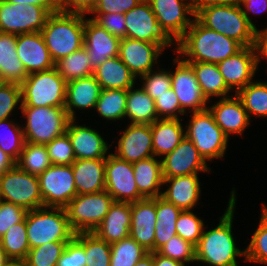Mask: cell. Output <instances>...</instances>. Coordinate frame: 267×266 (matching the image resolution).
<instances>
[{
  "mask_svg": "<svg viewBox=\"0 0 267 266\" xmlns=\"http://www.w3.org/2000/svg\"><path fill=\"white\" fill-rule=\"evenodd\" d=\"M235 189L230 193L228 207L221 216L219 224L212 229L202 232L195 246V261L209 266H238L237 257L246 256V250H240L236 245L232 232L235 212Z\"/></svg>",
  "mask_w": 267,
  "mask_h": 266,
  "instance_id": "1",
  "label": "cell"
},
{
  "mask_svg": "<svg viewBox=\"0 0 267 266\" xmlns=\"http://www.w3.org/2000/svg\"><path fill=\"white\" fill-rule=\"evenodd\" d=\"M174 71H170L172 89L180 103L181 109L186 113L199 112L208 109V101L203 96L192 66L183 58L173 59Z\"/></svg>",
  "mask_w": 267,
  "mask_h": 266,
  "instance_id": "15",
  "label": "cell"
},
{
  "mask_svg": "<svg viewBox=\"0 0 267 266\" xmlns=\"http://www.w3.org/2000/svg\"><path fill=\"white\" fill-rule=\"evenodd\" d=\"M157 252L183 264L195 262V246L179 235L171 237Z\"/></svg>",
  "mask_w": 267,
  "mask_h": 266,
  "instance_id": "48",
  "label": "cell"
},
{
  "mask_svg": "<svg viewBox=\"0 0 267 266\" xmlns=\"http://www.w3.org/2000/svg\"><path fill=\"white\" fill-rule=\"evenodd\" d=\"M212 113L215 123L221 128L229 138L230 134L242 135L250 124V119L241 99L233 94L232 97L220 98L212 106H208Z\"/></svg>",
  "mask_w": 267,
  "mask_h": 266,
  "instance_id": "24",
  "label": "cell"
},
{
  "mask_svg": "<svg viewBox=\"0 0 267 266\" xmlns=\"http://www.w3.org/2000/svg\"><path fill=\"white\" fill-rule=\"evenodd\" d=\"M16 165L21 170L38 177L52 163L45 145L25 142Z\"/></svg>",
  "mask_w": 267,
  "mask_h": 266,
  "instance_id": "42",
  "label": "cell"
},
{
  "mask_svg": "<svg viewBox=\"0 0 267 266\" xmlns=\"http://www.w3.org/2000/svg\"><path fill=\"white\" fill-rule=\"evenodd\" d=\"M54 68L66 82L90 77L94 73L91 59L84 46L56 61Z\"/></svg>",
  "mask_w": 267,
  "mask_h": 266,
  "instance_id": "37",
  "label": "cell"
},
{
  "mask_svg": "<svg viewBox=\"0 0 267 266\" xmlns=\"http://www.w3.org/2000/svg\"><path fill=\"white\" fill-rule=\"evenodd\" d=\"M45 146L52 165H71L76 160L71 140L66 132Z\"/></svg>",
  "mask_w": 267,
  "mask_h": 266,
  "instance_id": "50",
  "label": "cell"
},
{
  "mask_svg": "<svg viewBox=\"0 0 267 266\" xmlns=\"http://www.w3.org/2000/svg\"><path fill=\"white\" fill-rule=\"evenodd\" d=\"M242 0H199L197 3H213L226 5H241Z\"/></svg>",
  "mask_w": 267,
  "mask_h": 266,
  "instance_id": "63",
  "label": "cell"
},
{
  "mask_svg": "<svg viewBox=\"0 0 267 266\" xmlns=\"http://www.w3.org/2000/svg\"><path fill=\"white\" fill-rule=\"evenodd\" d=\"M69 120L66 128L76 159L107 158L110 145L95 129Z\"/></svg>",
  "mask_w": 267,
  "mask_h": 266,
  "instance_id": "22",
  "label": "cell"
},
{
  "mask_svg": "<svg viewBox=\"0 0 267 266\" xmlns=\"http://www.w3.org/2000/svg\"><path fill=\"white\" fill-rule=\"evenodd\" d=\"M49 15L42 6L0 0V32L14 35L41 32Z\"/></svg>",
  "mask_w": 267,
  "mask_h": 266,
  "instance_id": "12",
  "label": "cell"
},
{
  "mask_svg": "<svg viewBox=\"0 0 267 266\" xmlns=\"http://www.w3.org/2000/svg\"><path fill=\"white\" fill-rule=\"evenodd\" d=\"M240 6H243L246 9L244 10L242 7L243 14L246 16L248 22L257 30V27L250 19L249 14L252 12L254 15H258L267 11V0H242Z\"/></svg>",
  "mask_w": 267,
  "mask_h": 266,
  "instance_id": "58",
  "label": "cell"
},
{
  "mask_svg": "<svg viewBox=\"0 0 267 266\" xmlns=\"http://www.w3.org/2000/svg\"><path fill=\"white\" fill-rule=\"evenodd\" d=\"M101 90L100 84L93 75L67 82L64 108L69 119L76 120V109H94Z\"/></svg>",
  "mask_w": 267,
  "mask_h": 266,
  "instance_id": "27",
  "label": "cell"
},
{
  "mask_svg": "<svg viewBox=\"0 0 267 266\" xmlns=\"http://www.w3.org/2000/svg\"><path fill=\"white\" fill-rule=\"evenodd\" d=\"M156 198H144L131 203L129 236L149 253L154 252Z\"/></svg>",
  "mask_w": 267,
  "mask_h": 266,
  "instance_id": "21",
  "label": "cell"
},
{
  "mask_svg": "<svg viewBox=\"0 0 267 266\" xmlns=\"http://www.w3.org/2000/svg\"><path fill=\"white\" fill-rule=\"evenodd\" d=\"M185 62L218 64L244 46L234 39L203 26L195 17L184 36L174 45Z\"/></svg>",
  "mask_w": 267,
  "mask_h": 266,
  "instance_id": "2",
  "label": "cell"
},
{
  "mask_svg": "<svg viewBox=\"0 0 267 266\" xmlns=\"http://www.w3.org/2000/svg\"><path fill=\"white\" fill-rule=\"evenodd\" d=\"M155 108L158 119H182L180 115H186L172 87L155 100Z\"/></svg>",
  "mask_w": 267,
  "mask_h": 266,
  "instance_id": "52",
  "label": "cell"
},
{
  "mask_svg": "<svg viewBox=\"0 0 267 266\" xmlns=\"http://www.w3.org/2000/svg\"><path fill=\"white\" fill-rule=\"evenodd\" d=\"M106 158L76 159L72 165L77 195L105 190Z\"/></svg>",
  "mask_w": 267,
  "mask_h": 266,
  "instance_id": "29",
  "label": "cell"
},
{
  "mask_svg": "<svg viewBox=\"0 0 267 266\" xmlns=\"http://www.w3.org/2000/svg\"><path fill=\"white\" fill-rule=\"evenodd\" d=\"M74 237L84 247L86 266H110L111 244L99 238L94 232L76 233Z\"/></svg>",
  "mask_w": 267,
  "mask_h": 266,
  "instance_id": "39",
  "label": "cell"
},
{
  "mask_svg": "<svg viewBox=\"0 0 267 266\" xmlns=\"http://www.w3.org/2000/svg\"><path fill=\"white\" fill-rule=\"evenodd\" d=\"M187 63L192 66L201 92L208 102H211V97H229L231 90L227 87L217 64L205 62Z\"/></svg>",
  "mask_w": 267,
  "mask_h": 266,
  "instance_id": "34",
  "label": "cell"
},
{
  "mask_svg": "<svg viewBox=\"0 0 267 266\" xmlns=\"http://www.w3.org/2000/svg\"><path fill=\"white\" fill-rule=\"evenodd\" d=\"M28 210L0 200V238L12 225L25 220Z\"/></svg>",
  "mask_w": 267,
  "mask_h": 266,
  "instance_id": "54",
  "label": "cell"
},
{
  "mask_svg": "<svg viewBox=\"0 0 267 266\" xmlns=\"http://www.w3.org/2000/svg\"><path fill=\"white\" fill-rule=\"evenodd\" d=\"M131 227V203L114 201L106 216L93 231L109 244L129 237Z\"/></svg>",
  "mask_w": 267,
  "mask_h": 266,
  "instance_id": "28",
  "label": "cell"
},
{
  "mask_svg": "<svg viewBox=\"0 0 267 266\" xmlns=\"http://www.w3.org/2000/svg\"><path fill=\"white\" fill-rule=\"evenodd\" d=\"M122 131L114 155L129 163L154 156L150 124H129Z\"/></svg>",
  "mask_w": 267,
  "mask_h": 266,
  "instance_id": "20",
  "label": "cell"
},
{
  "mask_svg": "<svg viewBox=\"0 0 267 266\" xmlns=\"http://www.w3.org/2000/svg\"><path fill=\"white\" fill-rule=\"evenodd\" d=\"M96 0H57L58 10L88 14L94 7Z\"/></svg>",
  "mask_w": 267,
  "mask_h": 266,
  "instance_id": "57",
  "label": "cell"
},
{
  "mask_svg": "<svg viewBox=\"0 0 267 266\" xmlns=\"http://www.w3.org/2000/svg\"><path fill=\"white\" fill-rule=\"evenodd\" d=\"M68 242H47L42 246L31 248L24 261L27 266H56Z\"/></svg>",
  "mask_w": 267,
  "mask_h": 266,
  "instance_id": "46",
  "label": "cell"
},
{
  "mask_svg": "<svg viewBox=\"0 0 267 266\" xmlns=\"http://www.w3.org/2000/svg\"><path fill=\"white\" fill-rule=\"evenodd\" d=\"M21 115L26 118L25 142L46 145L66 132L69 117L64 107L21 106Z\"/></svg>",
  "mask_w": 267,
  "mask_h": 266,
  "instance_id": "6",
  "label": "cell"
},
{
  "mask_svg": "<svg viewBox=\"0 0 267 266\" xmlns=\"http://www.w3.org/2000/svg\"><path fill=\"white\" fill-rule=\"evenodd\" d=\"M86 16L61 10L48 16L41 34L54 63L84 46Z\"/></svg>",
  "mask_w": 267,
  "mask_h": 266,
  "instance_id": "4",
  "label": "cell"
},
{
  "mask_svg": "<svg viewBox=\"0 0 267 266\" xmlns=\"http://www.w3.org/2000/svg\"><path fill=\"white\" fill-rule=\"evenodd\" d=\"M161 160L163 177H178L199 172H211L193 142L186 136L178 146Z\"/></svg>",
  "mask_w": 267,
  "mask_h": 266,
  "instance_id": "17",
  "label": "cell"
},
{
  "mask_svg": "<svg viewBox=\"0 0 267 266\" xmlns=\"http://www.w3.org/2000/svg\"><path fill=\"white\" fill-rule=\"evenodd\" d=\"M21 85L4 82L0 85V121L10 118L12 112L21 108Z\"/></svg>",
  "mask_w": 267,
  "mask_h": 266,
  "instance_id": "51",
  "label": "cell"
},
{
  "mask_svg": "<svg viewBox=\"0 0 267 266\" xmlns=\"http://www.w3.org/2000/svg\"><path fill=\"white\" fill-rule=\"evenodd\" d=\"M171 45L173 43H151L125 37L120 40L118 56L137 79L153 70L163 49Z\"/></svg>",
  "mask_w": 267,
  "mask_h": 266,
  "instance_id": "16",
  "label": "cell"
},
{
  "mask_svg": "<svg viewBox=\"0 0 267 266\" xmlns=\"http://www.w3.org/2000/svg\"><path fill=\"white\" fill-rule=\"evenodd\" d=\"M26 219L8 228L0 238V244L11 260H25L30 250Z\"/></svg>",
  "mask_w": 267,
  "mask_h": 266,
  "instance_id": "41",
  "label": "cell"
},
{
  "mask_svg": "<svg viewBox=\"0 0 267 266\" xmlns=\"http://www.w3.org/2000/svg\"><path fill=\"white\" fill-rule=\"evenodd\" d=\"M38 180L45 207L65 208L77 195L72 165H51Z\"/></svg>",
  "mask_w": 267,
  "mask_h": 266,
  "instance_id": "13",
  "label": "cell"
},
{
  "mask_svg": "<svg viewBox=\"0 0 267 266\" xmlns=\"http://www.w3.org/2000/svg\"><path fill=\"white\" fill-rule=\"evenodd\" d=\"M258 64L262 58L267 60V28L256 30V44Z\"/></svg>",
  "mask_w": 267,
  "mask_h": 266,
  "instance_id": "59",
  "label": "cell"
},
{
  "mask_svg": "<svg viewBox=\"0 0 267 266\" xmlns=\"http://www.w3.org/2000/svg\"><path fill=\"white\" fill-rule=\"evenodd\" d=\"M227 87L237 94L243 87L254 81L258 69L255 46L243 47L236 54L217 64Z\"/></svg>",
  "mask_w": 267,
  "mask_h": 266,
  "instance_id": "18",
  "label": "cell"
},
{
  "mask_svg": "<svg viewBox=\"0 0 267 266\" xmlns=\"http://www.w3.org/2000/svg\"><path fill=\"white\" fill-rule=\"evenodd\" d=\"M93 76L102 89L128 90L135 86L137 80L119 56L105 60L94 69Z\"/></svg>",
  "mask_w": 267,
  "mask_h": 266,
  "instance_id": "33",
  "label": "cell"
},
{
  "mask_svg": "<svg viewBox=\"0 0 267 266\" xmlns=\"http://www.w3.org/2000/svg\"><path fill=\"white\" fill-rule=\"evenodd\" d=\"M17 35L0 32V77L3 82L21 84L29 75L17 51Z\"/></svg>",
  "mask_w": 267,
  "mask_h": 266,
  "instance_id": "31",
  "label": "cell"
},
{
  "mask_svg": "<svg viewBox=\"0 0 267 266\" xmlns=\"http://www.w3.org/2000/svg\"><path fill=\"white\" fill-rule=\"evenodd\" d=\"M141 1L142 0H96L94 7L88 14H125V12L136 7Z\"/></svg>",
  "mask_w": 267,
  "mask_h": 266,
  "instance_id": "56",
  "label": "cell"
},
{
  "mask_svg": "<svg viewBox=\"0 0 267 266\" xmlns=\"http://www.w3.org/2000/svg\"><path fill=\"white\" fill-rule=\"evenodd\" d=\"M126 38L151 43H172L160 30L157 18L147 0L125 12Z\"/></svg>",
  "mask_w": 267,
  "mask_h": 266,
  "instance_id": "19",
  "label": "cell"
},
{
  "mask_svg": "<svg viewBox=\"0 0 267 266\" xmlns=\"http://www.w3.org/2000/svg\"><path fill=\"white\" fill-rule=\"evenodd\" d=\"M135 182L139 193L144 198H156L161 196L163 176L161 160L152 156L133 163Z\"/></svg>",
  "mask_w": 267,
  "mask_h": 266,
  "instance_id": "32",
  "label": "cell"
},
{
  "mask_svg": "<svg viewBox=\"0 0 267 266\" xmlns=\"http://www.w3.org/2000/svg\"><path fill=\"white\" fill-rule=\"evenodd\" d=\"M120 39L108 33L91 18H85L84 47L89 54L93 69L105 60L119 55Z\"/></svg>",
  "mask_w": 267,
  "mask_h": 266,
  "instance_id": "23",
  "label": "cell"
},
{
  "mask_svg": "<svg viewBox=\"0 0 267 266\" xmlns=\"http://www.w3.org/2000/svg\"><path fill=\"white\" fill-rule=\"evenodd\" d=\"M16 51L28 74L54 68L41 32L17 35Z\"/></svg>",
  "mask_w": 267,
  "mask_h": 266,
  "instance_id": "25",
  "label": "cell"
},
{
  "mask_svg": "<svg viewBox=\"0 0 267 266\" xmlns=\"http://www.w3.org/2000/svg\"><path fill=\"white\" fill-rule=\"evenodd\" d=\"M113 197L103 190L97 193L76 195L65 207L73 232H93L106 216Z\"/></svg>",
  "mask_w": 267,
  "mask_h": 266,
  "instance_id": "9",
  "label": "cell"
},
{
  "mask_svg": "<svg viewBox=\"0 0 267 266\" xmlns=\"http://www.w3.org/2000/svg\"><path fill=\"white\" fill-rule=\"evenodd\" d=\"M5 2L15 3V4H23L28 6L29 4L42 6L45 8L50 14L54 13L58 10L57 8V0H3Z\"/></svg>",
  "mask_w": 267,
  "mask_h": 266,
  "instance_id": "60",
  "label": "cell"
},
{
  "mask_svg": "<svg viewBox=\"0 0 267 266\" xmlns=\"http://www.w3.org/2000/svg\"><path fill=\"white\" fill-rule=\"evenodd\" d=\"M168 188L161 192L165 201L174 204L183 210H191L198 205L201 196L200 180L198 174L178 177H163V186Z\"/></svg>",
  "mask_w": 267,
  "mask_h": 266,
  "instance_id": "26",
  "label": "cell"
},
{
  "mask_svg": "<svg viewBox=\"0 0 267 266\" xmlns=\"http://www.w3.org/2000/svg\"><path fill=\"white\" fill-rule=\"evenodd\" d=\"M135 266H154L153 264V252L145 255L141 260H139Z\"/></svg>",
  "mask_w": 267,
  "mask_h": 266,
  "instance_id": "64",
  "label": "cell"
},
{
  "mask_svg": "<svg viewBox=\"0 0 267 266\" xmlns=\"http://www.w3.org/2000/svg\"><path fill=\"white\" fill-rule=\"evenodd\" d=\"M0 200L28 211L43 207L38 177L15 165L0 176Z\"/></svg>",
  "mask_w": 267,
  "mask_h": 266,
  "instance_id": "10",
  "label": "cell"
},
{
  "mask_svg": "<svg viewBox=\"0 0 267 266\" xmlns=\"http://www.w3.org/2000/svg\"><path fill=\"white\" fill-rule=\"evenodd\" d=\"M236 95L241 99L250 121L252 115L267 117V82L252 81Z\"/></svg>",
  "mask_w": 267,
  "mask_h": 266,
  "instance_id": "40",
  "label": "cell"
},
{
  "mask_svg": "<svg viewBox=\"0 0 267 266\" xmlns=\"http://www.w3.org/2000/svg\"><path fill=\"white\" fill-rule=\"evenodd\" d=\"M56 266H86L84 247L75 237L66 244Z\"/></svg>",
  "mask_w": 267,
  "mask_h": 266,
  "instance_id": "55",
  "label": "cell"
},
{
  "mask_svg": "<svg viewBox=\"0 0 267 266\" xmlns=\"http://www.w3.org/2000/svg\"><path fill=\"white\" fill-rule=\"evenodd\" d=\"M191 120L185 127V136L190 139L199 154L207 162L225 156L229 138L215 123L209 109L192 112Z\"/></svg>",
  "mask_w": 267,
  "mask_h": 266,
  "instance_id": "8",
  "label": "cell"
},
{
  "mask_svg": "<svg viewBox=\"0 0 267 266\" xmlns=\"http://www.w3.org/2000/svg\"><path fill=\"white\" fill-rule=\"evenodd\" d=\"M10 260L0 244V266H5Z\"/></svg>",
  "mask_w": 267,
  "mask_h": 266,
  "instance_id": "65",
  "label": "cell"
},
{
  "mask_svg": "<svg viewBox=\"0 0 267 266\" xmlns=\"http://www.w3.org/2000/svg\"><path fill=\"white\" fill-rule=\"evenodd\" d=\"M127 90L102 89L95 105L99 116L109 121L125 118Z\"/></svg>",
  "mask_w": 267,
  "mask_h": 266,
  "instance_id": "38",
  "label": "cell"
},
{
  "mask_svg": "<svg viewBox=\"0 0 267 266\" xmlns=\"http://www.w3.org/2000/svg\"><path fill=\"white\" fill-rule=\"evenodd\" d=\"M5 266H27L24 260H10Z\"/></svg>",
  "mask_w": 267,
  "mask_h": 266,
  "instance_id": "66",
  "label": "cell"
},
{
  "mask_svg": "<svg viewBox=\"0 0 267 266\" xmlns=\"http://www.w3.org/2000/svg\"><path fill=\"white\" fill-rule=\"evenodd\" d=\"M67 82L55 68L29 74L21 85V106L64 107Z\"/></svg>",
  "mask_w": 267,
  "mask_h": 266,
  "instance_id": "7",
  "label": "cell"
},
{
  "mask_svg": "<svg viewBox=\"0 0 267 266\" xmlns=\"http://www.w3.org/2000/svg\"><path fill=\"white\" fill-rule=\"evenodd\" d=\"M15 165L16 162L0 148V176Z\"/></svg>",
  "mask_w": 267,
  "mask_h": 266,
  "instance_id": "62",
  "label": "cell"
},
{
  "mask_svg": "<svg viewBox=\"0 0 267 266\" xmlns=\"http://www.w3.org/2000/svg\"><path fill=\"white\" fill-rule=\"evenodd\" d=\"M91 19L108 33L121 39L126 37L125 16L120 13L94 14Z\"/></svg>",
  "mask_w": 267,
  "mask_h": 266,
  "instance_id": "53",
  "label": "cell"
},
{
  "mask_svg": "<svg viewBox=\"0 0 267 266\" xmlns=\"http://www.w3.org/2000/svg\"><path fill=\"white\" fill-rule=\"evenodd\" d=\"M4 82L2 81L1 77H0V85L3 84Z\"/></svg>",
  "mask_w": 267,
  "mask_h": 266,
  "instance_id": "67",
  "label": "cell"
},
{
  "mask_svg": "<svg viewBox=\"0 0 267 266\" xmlns=\"http://www.w3.org/2000/svg\"><path fill=\"white\" fill-rule=\"evenodd\" d=\"M195 18L205 27L234 39L244 47L255 46L256 29L240 5L195 3Z\"/></svg>",
  "mask_w": 267,
  "mask_h": 266,
  "instance_id": "3",
  "label": "cell"
},
{
  "mask_svg": "<svg viewBox=\"0 0 267 266\" xmlns=\"http://www.w3.org/2000/svg\"><path fill=\"white\" fill-rule=\"evenodd\" d=\"M105 190L114 201L134 203L144 199L134 178L133 163L110 153L105 163Z\"/></svg>",
  "mask_w": 267,
  "mask_h": 266,
  "instance_id": "14",
  "label": "cell"
},
{
  "mask_svg": "<svg viewBox=\"0 0 267 266\" xmlns=\"http://www.w3.org/2000/svg\"><path fill=\"white\" fill-rule=\"evenodd\" d=\"M17 124L9 118L0 121V128L4 127L0 130V148L15 162L18 161L25 144L22 126Z\"/></svg>",
  "mask_w": 267,
  "mask_h": 266,
  "instance_id": "45",
  "label": "cell"
},
{
  "mask_svg": "<svg viewBox=\"0 0 267 266\" xmlns=\"http://www.w3.org/2000/svg\"><path fill=\"white\" fill-rule=\"evenodd\" d=\"M148 253L129 236L111 244L110 266H135Z\"/></svg>",
  "mask_w": 267,
  "mask_h": 266,
  "instance_id": "43",
  "label": "cell"
},
{
  "mask_svg": "<svg viewBox=\"0 0 267 266\" xmlns=\"http://www.w3.org/2000/svg\"><path fill=\"white\" fill-rule=\"evenodd\" d=\"M142 81V89L153 99L156 100L163 93L172 87L170 71L162 68L156 71L151 70L139 77Z\"/></svg>",
  "mask_w": 267,
  "mask_h": 266,
  "instance_id": "49",
  "label": "cell"
},
{
  "mask_svg": "<svg viewBox=\"0 0 267 266\" xmlns=\"http://www.w3.org/2000/svg\"><path fill=\"white\" fill-rule=\"evenodd\" d=\"M154 266H185L182 262L160 255L158 252H153Z\"/></svg>",
  "mask_w": 267,
  "mask_h": 266,
  "instance_id": "61",
  "label": "cell"
},
{
  "mask_svg": "<svg viewBox=\"0 0 267 266\" xmlns=\"http://www.w3.org/2000/svg\"><path fill=\"white\" fill-rule=\"evenodd\" d=\"M261 217L250 243L245 248L246 262L267 264V207H261Z\"/></svg>",
  "mask_w": 267,
  "mask_h": 266,
  "instance_id": "44",
  "label": "cell"
},
{
  "mask_svg": "<svg viewBox=\"0 0 267 266\" xmlns=\"http://www.w3.org/2000/svg\"><path fill=\"white\" fill-rule=\"evenodd\" d=\"M180 119H158L151 124L152 147L155 157L172 152L185 137Z\"/></svg>",
  "mask_w": 267,
  "mask_h": 266,
  "instance_id": "30",
  "label": "cell"
},
{
  "mask_svg": "<svg viewBox=\"0 0 267 266\" xmlns=\"http://www.w3.org/2000/svg\"><path fill=\"white\" fill-rule=\"evenodd\" d=\"M25 219L30 249L47 242L70 241L75 235L65 208L43 206L28 211Z\"/></svg>",
  "mask_w": 267,
  "mask_h": 266,
  "instance_id": "5",
  "label": "cell"
},
{
  "mask_svg": "<svg viewBox=\"0 0 267 266\" xmlns=\"http://www.w3.org/2000/svg\"><path fill=\"white\" fill-rule=\"evenodd\" d=\"M205 226L208 228V225H204L203 219L197 217L192 210H183L176 222V232L184 240L196 246Z\"/></svg>",
  "mask_w": 267,
  "mask_h": 266,
  "instance_id": "47",
  "label": "cell"
},
{
  "mask_svg": "<svg viewBox=\"0 0 267 266\" xmlns=\"http://www.w3.org/2000/svg\"><path fill=\"white\" fill-rule=\"evenodd\" d=\"M130 87L127 90V102L125 118H129L130 124H152L158 120L155 100L143 89Z\"/></svg>",
  "mask_w": 267,
  "mask_h": 266,
  "instance_id": "35",
  "label": "cell"
},
{
  "mask_svg": "<svg viewBox=\"0 0 267 266\" xmlns=\"http://www.w3.org/2000/svg\"><path fill=\"white\" fill-rule=\"evenodd\" d=\"M147 1L157 18L160 30L173 44H176L192 24L195 17V2L193 0Z\"/></svg>",
  "mask_w": 267,
  "mask_h": 266,
  "instance_id": "11",
  "label": "cell"
},
{
  "mask_svg": "<svg viewBox=\"0 0 267 266\" xmlns=\"http://www.w3.org/2000/svg\"><path fill=\"white\" fill-rule=\"evenodd\" d=\"M181 209L174 204L165 201L162 197H156V224L154 237V252H157L167 241L177 235L176 222Z\"/></svg>",
  "mask_w": 267,
  "mask_h": 266,
  "instance_id": "36",
  "label": "cell"
}]
</instances>
